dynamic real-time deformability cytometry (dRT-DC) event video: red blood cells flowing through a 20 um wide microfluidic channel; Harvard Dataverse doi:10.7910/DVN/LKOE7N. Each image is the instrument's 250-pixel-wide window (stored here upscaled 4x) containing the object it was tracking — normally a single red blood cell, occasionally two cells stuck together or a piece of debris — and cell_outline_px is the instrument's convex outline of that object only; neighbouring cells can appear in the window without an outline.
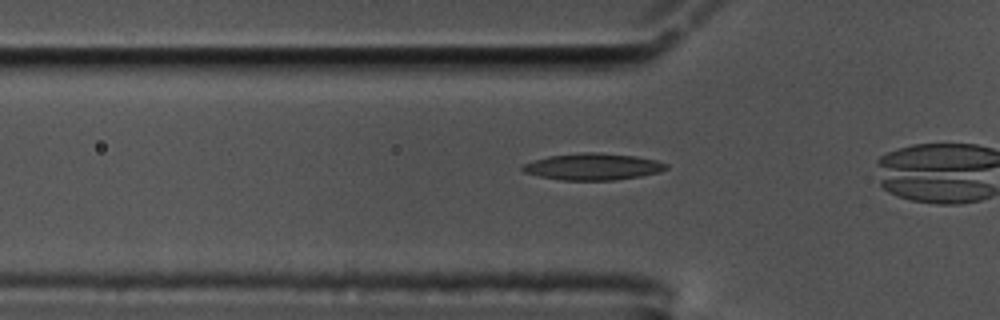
{"species": "common noctule bat (a hibernating species)", "species_latin": "Nyctalus noctula", "temperature_condition": "cold", "stored_images_in_passage": 39, "camera_frame_rate_fps": 3000, "um_per_image_px": 0.085, "animal": {"sex": "male", "body_mass_g": 17.5, "forearm_length_mm": 52.3}, "frame": {"image": 1, "passage_image": 12, "time_ms": 3.667, "image_size_px": [1000, 320], "cell_outline_px": [[668, 168], [660, 172], [640, 176], [616, 180], [560, 180], [540, 176], [524, 172], [520, 168], [524, 164], [532, 160], [548, 156], [584, 152], [600, 152], [636, 156], [656, 160], [668, 164]], "centroid_in_image_um": [50.4, 14.16], "position_along_channel_um": 75.4, "area_um2": 22.43}}
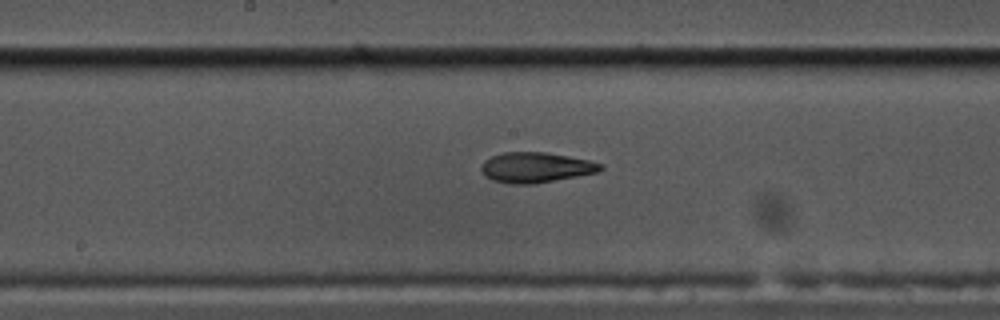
{"frame": {"image": 2, "passage_image": 23, "time_ms": 7.333, "image_size_px": [1000, 320], "cell_outline_px": [[604, 168], [600, 172], [536, 184], [512, 184], [492, 180], [484, 176], [480, 168], [484, 160], [492, 156], [504, 152], [544, 152], [568, 156], [588, 160], [604, 164]], "centroid_in_image_um": [45.56, 14.24], "position_along_channel_um": 202.6, "area_um2": 21.27}}
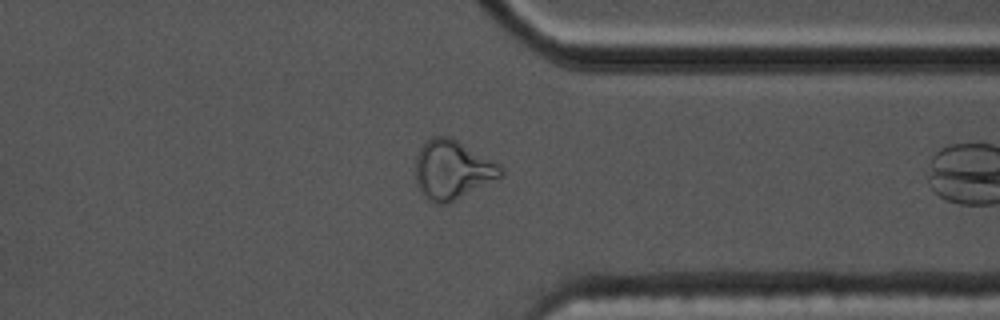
{"frame": {"image": 3, "passage_image": 38, "time_ms": 12.333, "image_size_px": [1000, 320], "cell_outline_px": [[504, 176], [448, 204], [436, 204], [428, 200], [420, 192], [416, 184], [416, 156], [420, 148], [432, 136], [448, 136], [456, 140], [500, 164], [504, 168]], "centroid_in_image_um": [38.46, 14.46], "position_along_channel_um": 372.9, "area_um2": 29.48}}